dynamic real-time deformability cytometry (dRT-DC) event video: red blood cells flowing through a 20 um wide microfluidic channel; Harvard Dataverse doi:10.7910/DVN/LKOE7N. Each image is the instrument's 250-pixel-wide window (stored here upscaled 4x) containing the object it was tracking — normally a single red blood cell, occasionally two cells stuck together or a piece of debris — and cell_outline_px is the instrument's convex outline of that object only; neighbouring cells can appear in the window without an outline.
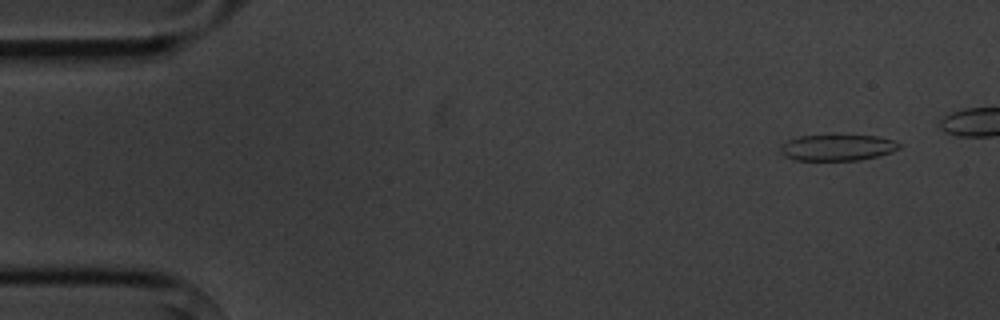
{"species": "common noctule bat (a hibernating species)", "species_latin": "Nyctalus noctula", "temperature_condition": "cold", "stored_images_in_passage": 5, "camera_frame_rate_fps": 3000, "um_per_image_px": 0.085, "animal": {"sex": "male", "body_mass_g": 20.1, "forearm_length_mm": 53.5}, "frame": {"image": 1, "passage_image": 2, "time_ms": 1.0, "image_size_px": [1000, 320], "cell_outline_px": [[900, 148], [892, 152], [860, 160], [796, 160], [784, 156], [780, 152], [780, 148], [788, 140], [800, 136], [836, 132], [876, 136], [892, 140], [900, 144]], "centroid_in_image_um": [71.17, 12.49], "position_along_channel_um": 13.8, "area_um2": 18.84}}